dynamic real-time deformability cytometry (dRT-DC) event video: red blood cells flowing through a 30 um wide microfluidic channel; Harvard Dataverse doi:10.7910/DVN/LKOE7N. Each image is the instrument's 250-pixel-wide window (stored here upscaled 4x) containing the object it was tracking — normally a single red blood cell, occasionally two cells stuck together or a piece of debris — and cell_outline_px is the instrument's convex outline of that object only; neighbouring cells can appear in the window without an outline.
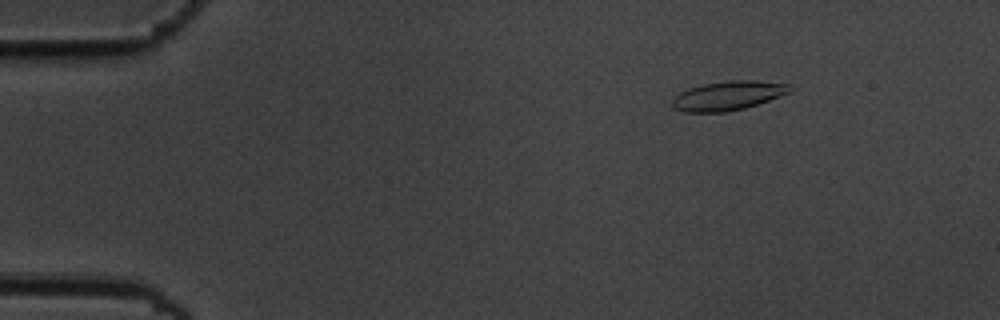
{"species": "common noctule bat (a hibernating species)", "species_latin": "Nyctalus noctula", "temperature_condition": "cold", "stored_images_in_passage": 5, "camera_frame_rate_fps": 3000, "um_per_image_px": 0.085, "animal": {"sex": "male", "body_mass_g": 19.5, "forearm_length_mm": 54.6}, "frame": {"image": 1, "passage_image": 5, "time_ms": 1.333, "image_size_px": [1000, 320], "cell_outline_px": [[792, 92], [744, 108], [724, 112], [684, 112], [672, 108], [672, 100], [680, 92], [688, 88], [704, 84], [728, 80], [756, 80], [788, 84], [792, 88]], "centroid_in_image_um": [61.87, 8.13], "position_along_channel_um": 23.1, "area_um2": 19.94}}